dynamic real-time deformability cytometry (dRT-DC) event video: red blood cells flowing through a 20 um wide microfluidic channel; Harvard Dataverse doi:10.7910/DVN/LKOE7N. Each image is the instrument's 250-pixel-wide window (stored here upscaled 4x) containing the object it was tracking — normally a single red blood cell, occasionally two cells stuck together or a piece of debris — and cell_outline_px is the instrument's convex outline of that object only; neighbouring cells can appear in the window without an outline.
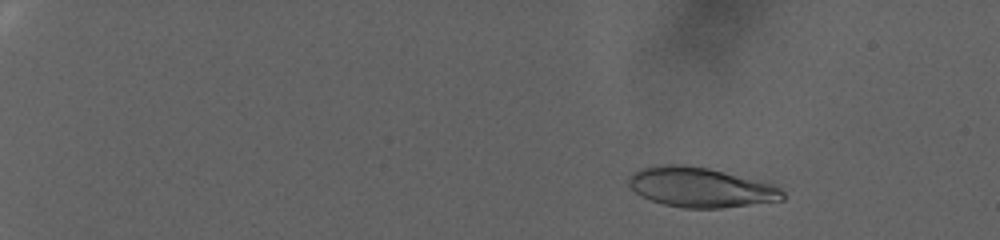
{"species": "human", "species_latin": "Homo sapiens", "temperature_condition": "warm", "stored_images_in_passage": 101, "camera_frame_rate_fps": 3000, "um_per_image_px": 0.085, "donor": {"sex": "female"}, "frame": {"image": 1, "passage_image": 18, "time_ms": 5.667, "image_size_px": [1000, 240], "cell_outline_px": [[784, 200], [720, 208], [684, 208], [664, 204], [640, 196], [628, 184], [628, 176], [632, 172], [640, 168], [660, 164], [684, 164], [708, 168], [772, 180], [784, 192]], "centroid_in_image_um": [59.63, 15.89], "position_along_channel_um": 25.4, "area_um2": 36.7}}
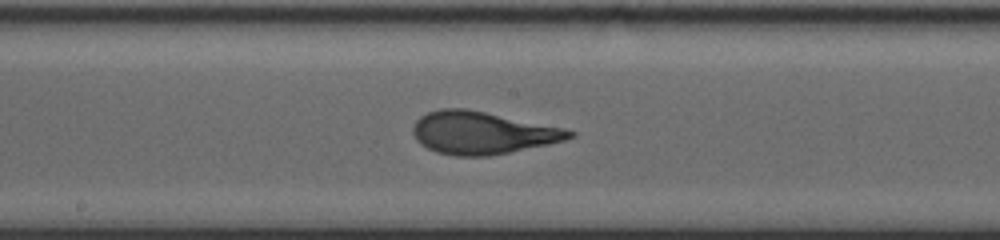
{"frame": {"image": 2, "passage_image": 63, "time_ms": 20.667, "image_size_px": [1000, 240], "cell_outline_px": [[576, 136], [564, 140], [548, 144], [488, 156], [456, 156], [436, 152], [420, 144], [416, 140], [412, 132], [412, 128], [416, 120], [420, 116], [428, 112], [440, 108], [464, 108], [564, 128], [576, 132]], "centroid_in_image_um": [40.95, 11.29], "position_along_channel_um": 207.2, "area_um2": 38.49}}
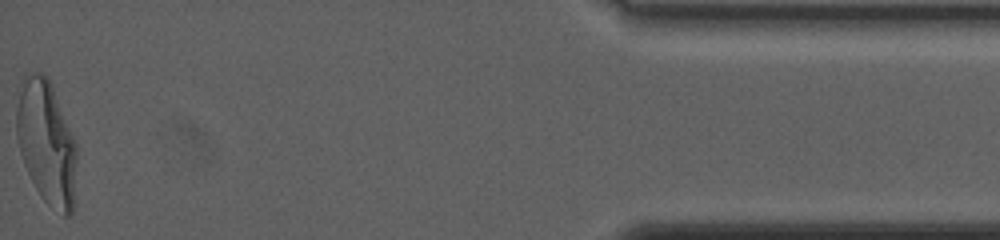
{"frame": {"image": 3, "passage_image": 101, "time_ms": 33.333, "image_size_px": [1000, 240], "cell_outline_px": [[76, 156], [72, 216], [64, 216], [48, 204], [40, 196], [24, 164], [20, 152], [16, 136], [16, 104], [24, 72], [44, 72], [48, 76], [76, 144]], "centroid_in_image_um": [3.92, 12.07], "position_along_channel_um": 431.3, "area_um2": 43.35}, "authors_computed_cell_mechanics": {"area_um2": 37.7434, "velocity_mm_per_s": 2.28, "shape_relaxation_time_tau1_ms": 7.6518, "shape_relaxation_time_tau2_ms": 1.2534, "deformation_change_tau1": 0.2596, "deformation_change_tau2": 0.0851}}